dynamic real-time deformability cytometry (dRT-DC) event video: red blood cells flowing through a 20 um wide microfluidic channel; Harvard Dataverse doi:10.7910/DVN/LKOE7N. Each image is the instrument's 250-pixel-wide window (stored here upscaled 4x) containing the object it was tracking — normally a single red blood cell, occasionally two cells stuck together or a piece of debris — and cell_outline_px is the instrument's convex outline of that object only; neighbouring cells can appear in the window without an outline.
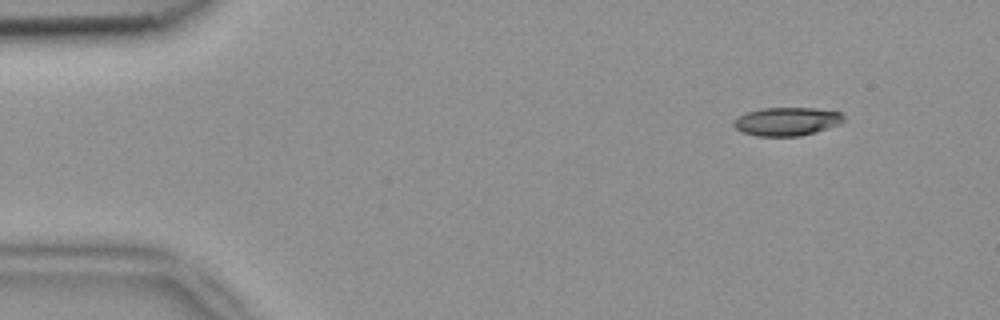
{"species": "common noctule bat (a hibernating species)", "species_latin": "Nyctalus noctula", "temperature_condition": "room temperature", "stored_images_in_passage": 3, "camera_frame_rate_fps": 3000, "um_per_image_px": 0.085, "animal": {"sex": "female", "body_mass_g": 18.4}, "frame": {"image": 1, "passage_image": 1, "time_ms": 0.0, "image_size_px": [1000, 320], "cell_outline_px": [[844, 120], [840, 124], [816, 132], [800, 136], [756, 136], [740, 132], [732, 124], [732, 120], [748, 112], [760, 108], [816, 108], [840, 112], [844, 116]], "centroid_in_image_um": [66.87, 10.33], "position_along_channel_um": 18.1, "area_um2": 18.32}}
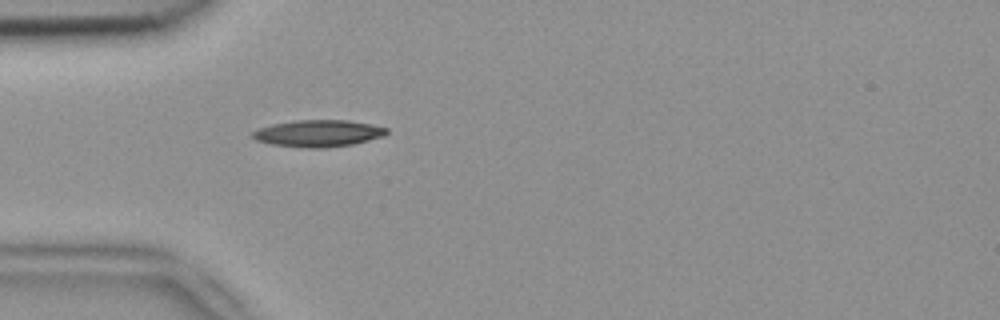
{"frame": {"image": 2, "passage_image": 3, "time_ms": 0.667, "image_size_px": [1000, 320], "cell_outline_px": [[388, 132], [384, 136], [352, 144], [324, 148], [308, 148], [272, 144], [256, 140], [252, 136], [252, 132], [260, 128], [272, 124], [296, 120], [348, 120], [372, 124], [388, 128]], "centroid_in_image_um": [27.08, 11.33], "position_along_channel_um": 57.9, "area_um2": 20.87}}